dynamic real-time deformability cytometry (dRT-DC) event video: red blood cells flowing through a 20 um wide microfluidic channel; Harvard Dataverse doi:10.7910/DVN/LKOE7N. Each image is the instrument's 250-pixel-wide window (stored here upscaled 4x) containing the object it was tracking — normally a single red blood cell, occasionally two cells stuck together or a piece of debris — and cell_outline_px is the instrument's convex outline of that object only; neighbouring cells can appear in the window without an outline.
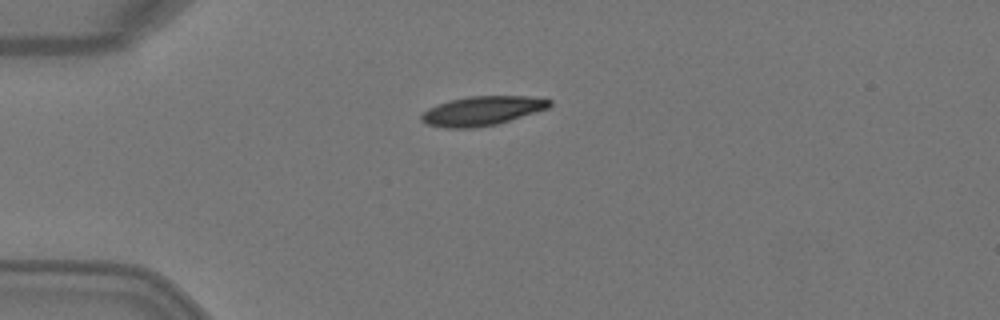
{"species": "Egyptian fruit bat (a non-hibernating species)", "species_latin": "Rousettus aegyptiacus", "temperature_condition": "warm", "stored_images_in_passage": 5, "camera_frame_rate_fps": 3000, "um_per_image_px": 0.085, "animal": {"sex": "female"}, "frame": {"image": 1, "passage_image": 1, "time_ms": 0.0, "image_size_px": [1000, 320], "cell_outline_px": [[552, 104], [548, 108], [536, 112], [496, 124], [476, 128], [444, 128], [428, 124], [420, 120], [420, 116], [428, 108], [448, 100], [468, 96], [528, 96], [552, 100]], "centroid_in_image_um": [40.96, 9.42], "position_along_channel_um": 44.0, "area_um2": 21.85}}
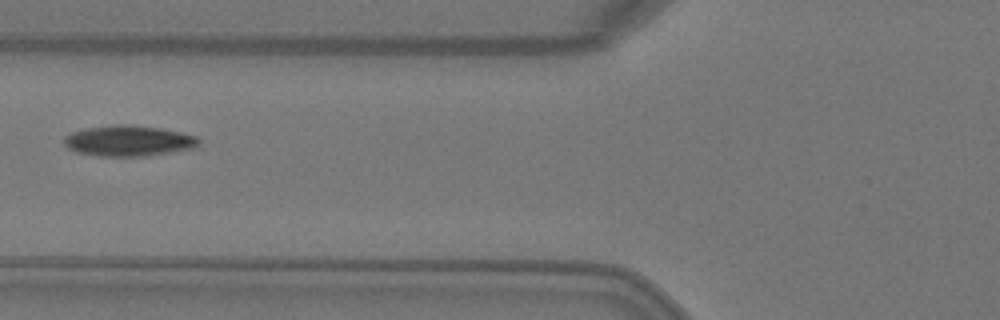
{"frame": {"image": 2, "passage_image": 3, "time_ms": 0.667, "image_size_px": [1000, 320], "cell_outline_px": [[200, 144], [192, 148], [144, 156], [100, 156], [76, 152], [68, 148], [64, 144], [64, 136], [72, 132], [84, 128], [112, 124], [128, 124], [160, 128], [180, 132], [196, 136], [200, 140]], "centroid_in_image_um": [10.89, 11.96], "position_along_channel_um": 114.9, "area_um2": 24.1}}
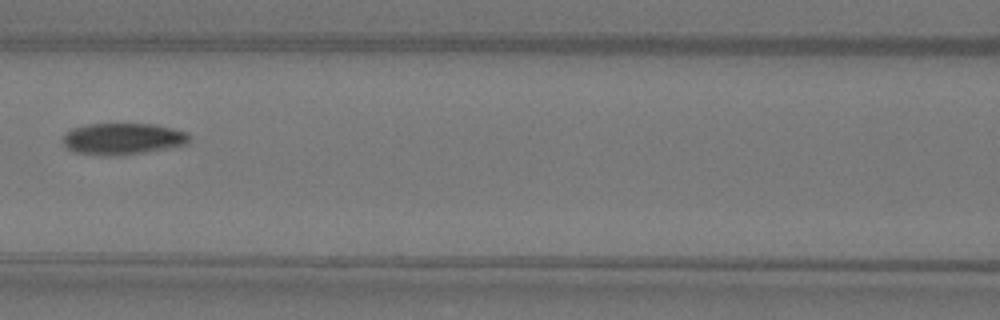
{"frame": {"image": 3, "passage_image": 4, "time_ms": 1.0, "image_size_px": [1000, 320], "cell_outline_px": [[188, 144], [172, 148], [120, 156], [100, 156], [76, 152], [68, 148], [64, 144], [64, 136], [72, 128], [88, 124], [152, 124], [172, 128], [188, 132]], "centroid_in_image_um": [10.47, 11.81], "position_along_channel_um": 156.1, "area_um2": 23.35}}